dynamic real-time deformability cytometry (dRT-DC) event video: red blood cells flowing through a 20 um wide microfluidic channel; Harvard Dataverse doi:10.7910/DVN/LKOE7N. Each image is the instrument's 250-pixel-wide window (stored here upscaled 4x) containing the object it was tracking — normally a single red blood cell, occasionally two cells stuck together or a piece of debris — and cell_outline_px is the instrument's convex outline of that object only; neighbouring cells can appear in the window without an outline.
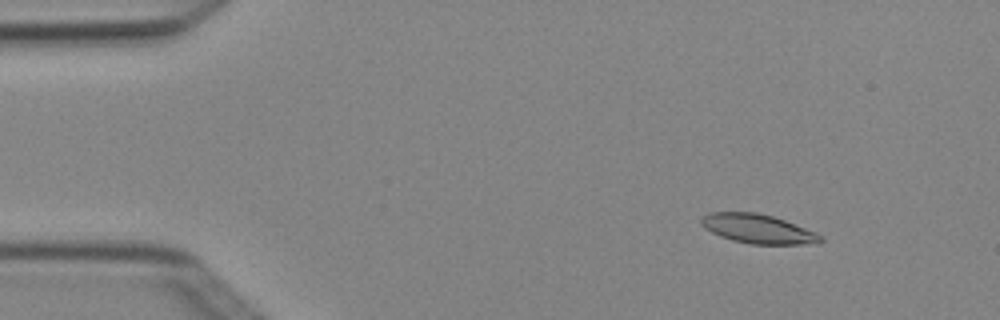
{"species": "Egyptian fruit bat (a non-hibernating species)", "species_latin": "Rousettus aegyptiacus", "temperature_condition": "cold", "stored_images_in_passage": 4, "camera_frame_rate_fps": 3000, "um_per_image_px": 0.085, "animal": {"sex": "female"}, "frame": {"image": 1, "passage_image": 1, "time_ms": 0.0, "image_size_px": [1000, 320], "cell_outline_px": [[824, 240], [816, 244], [752, 244], [732, 240], [720, 236], [704, 228], [700, 224], [700, 220], [704, 216], [712, 212], [756, 212], [772, 216], [784, 220], [816, 232], [824, 236]], "centroid_in_image_um": [64.45, 19.46], "position_along_channel_um": 20.6, "area_um2": 20.29}}